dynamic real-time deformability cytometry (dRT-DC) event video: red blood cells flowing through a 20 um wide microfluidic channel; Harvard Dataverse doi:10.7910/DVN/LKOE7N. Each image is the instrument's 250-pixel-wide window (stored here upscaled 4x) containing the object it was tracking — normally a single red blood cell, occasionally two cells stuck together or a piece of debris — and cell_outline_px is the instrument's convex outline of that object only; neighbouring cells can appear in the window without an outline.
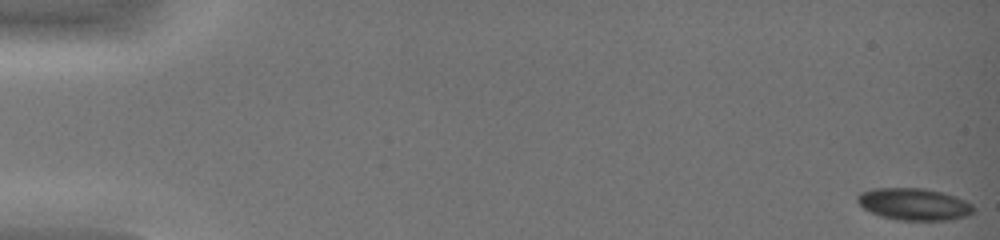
{"species": "common noctule bat (a hibernating species)", "species_latin": "Nyctalus noctula", "temperature_condition": "warm", "stored_images_in_passage": 45, "camera_frame_rate_fps": 3000, "um_per_image_px": 0.085, "animal": {"sex": "female", "body_mass_g": 19.0, "forearm_length_mm": 51.5}, "frame": {"image": 1, "passage_image": 1, "time_ms": 0.0, "image_size_px": [1000, 240], "cell_outline_px": [[976, 208], [968, 216], [952, 220], [896, 220], [880, 216], [864, 208], [856, 200], [856, 196], [860, 192], [872, 188], [924, 188], [956, 196], [972, 204]], "centroid_in_image_um": [77.7, 17.36], "position_along_channel_um": 7.3, "area_um2": 21.79}}
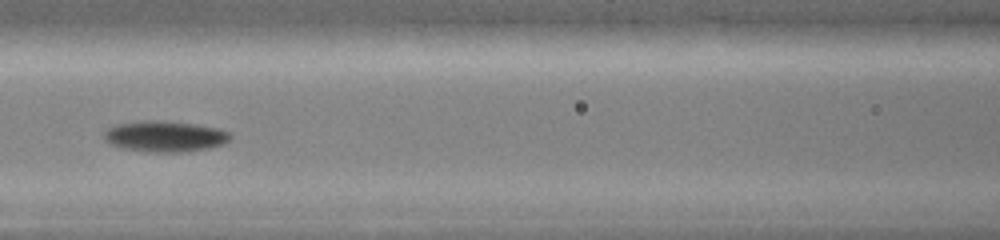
{"frame": {"image": 2, "passage_image": 23, "time_ms": 7.333, "image_size_px": [1000, 240], "cell_outline_px": [[232, 136], [224, 144], [208, 148], [180, 152], [148, 152], [120, 148], [104, 140], [104, 132], [108, 128], [116, 124], [144, 120], [156, 120], [196, 124], [216, 128], [228, 132]], "centroid_in_image_um": [13.98, 11.59], "position_along_channel_um": 152.6, "area_um2": 22.72}}
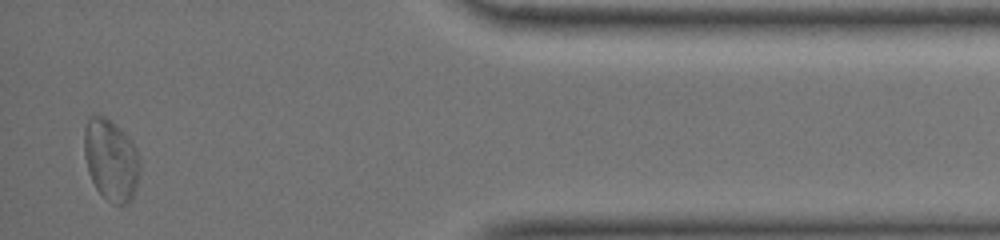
{"frame": {"image": 3, "passage_image": 44, "time_ms": 14.333, "image_size_px": [1000, 240], "cell_outline_px": [[140, 172], [136, 188], [128, 204], [112, 204], [96, 188], [88, 172], [84, 156], [84, 128], [88, 116], [100, 112], [120, 128], [132, 140], [136, 148], [140, 160]], "centroid_in_image_um": [9.43, 13.54], "position_along_channel_um": 425.8, "area_um2": 26.93}, "authors_computed_cell_mechanics": {"area_um2": 21.386, "velocity_mm_per_s": 4.412, "shape_relaxation_time_tau1_ms": 1.2441, "shape_relaxation_time_tau2_ms": null, "deformation_change_tau1": 0.075, "deformation_change_tau2": null}}